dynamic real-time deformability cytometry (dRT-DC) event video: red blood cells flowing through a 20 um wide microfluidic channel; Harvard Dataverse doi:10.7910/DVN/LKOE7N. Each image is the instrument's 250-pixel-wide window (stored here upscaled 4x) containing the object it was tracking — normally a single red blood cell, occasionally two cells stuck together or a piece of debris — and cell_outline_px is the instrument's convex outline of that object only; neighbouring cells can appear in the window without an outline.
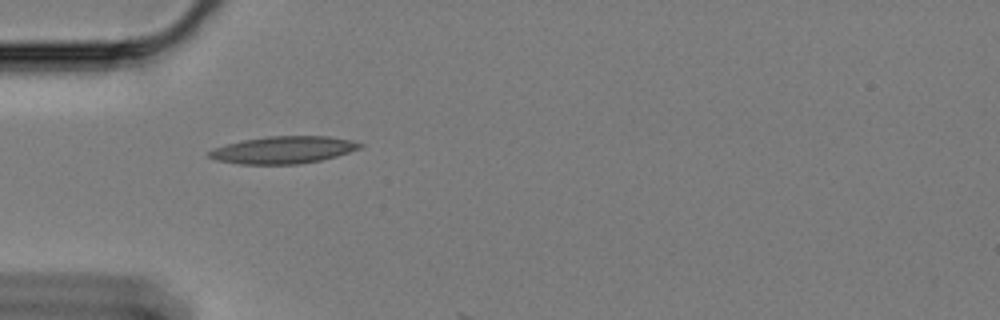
{"species": "Egyptian fruit bat (a non-hibernating species)", "species_latin": "Rousettus aegyptiacus", "temperature_condition": "cold", "stored_images_in_passage": 2, "camera_frame_rate_fps": 3000, "um_per_image_px": 0.085, "animal": {"sex": "female"}, "frame": {"image": 1, "passage_image": 1, "time_ms": 0.0, "image_size_px": [1000, 320], "cell_outline_px": [[364, 144], [360, 148], [336, 156], [320, 160], [300, 164], [240, 164], [216, 160], [208, 156], [208, 152], [212, 148], [224, 144], [244, 140], [268, 136], [328, 136], [352, 140]], "centroid_in_image_um": [24.06, 12.74], "position_along_channel_um": 60.9, "area_um2": 23.93}}